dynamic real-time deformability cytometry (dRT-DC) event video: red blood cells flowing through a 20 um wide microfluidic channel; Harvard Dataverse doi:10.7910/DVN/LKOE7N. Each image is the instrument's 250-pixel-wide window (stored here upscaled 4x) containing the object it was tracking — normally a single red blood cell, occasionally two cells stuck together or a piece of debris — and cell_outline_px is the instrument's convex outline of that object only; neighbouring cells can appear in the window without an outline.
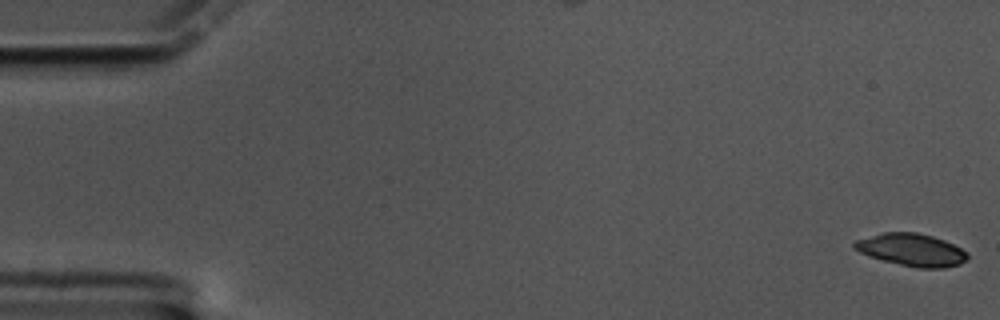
{"species": "common noctule bat (a hibernating species)", "species_latin": "Nyctalus noctula", "temperature_condition": "cold", "stored_images_in_passage": 60, "camera_frame_rate_fps": 3000, "um_per_image_px": 0.085, "animal": {"sex": "male", "body_mass_g": 17.5, "forearm_length_mm": 52.3}, "frame": {"image": 1, "passage_image": 1, "time_ms": 0.0, "image_size_px": [1000, 320], "cell_outline_px": [[968, 256], [960, 264], [944, 268], [920, 268], [900, 264], [868, 256], [852, 248], [852, 244], [856, 240], [884, 232], [916, 232], [932, 236], [944, 240], [968, 252]], "centroid_in_image_um": [77.47, 21.23], "position_along_channel_um": 7.5, "area_um2": 21.21}}
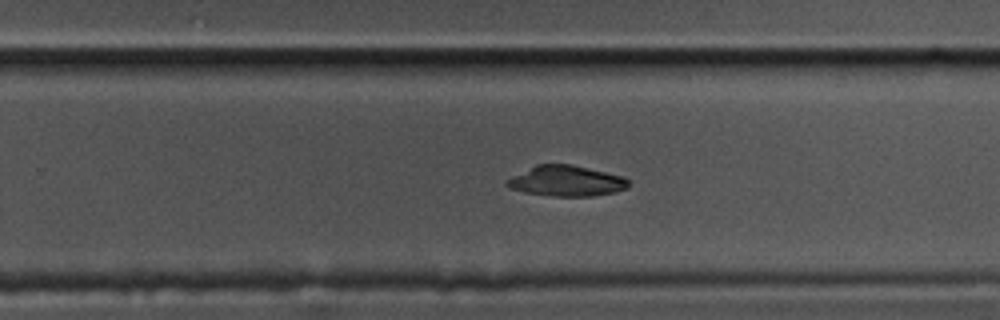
{"frame": {"image": 2, "passage_image": 38, "time_ms": 12.333, "image_size_px": [1000, 320], "cell_outline_px": [[628, 188], [616, 192], [592, 196], [552, 196], [524, 192], [508, 188], [504, 184], [504, 180], [536, 164], [572, 164], [624, 176], [628, 180]], "centroid_in_image_um": [48.11, 15.38], "position_along_channel_um": 281.7, "area_um2": 21.91}}
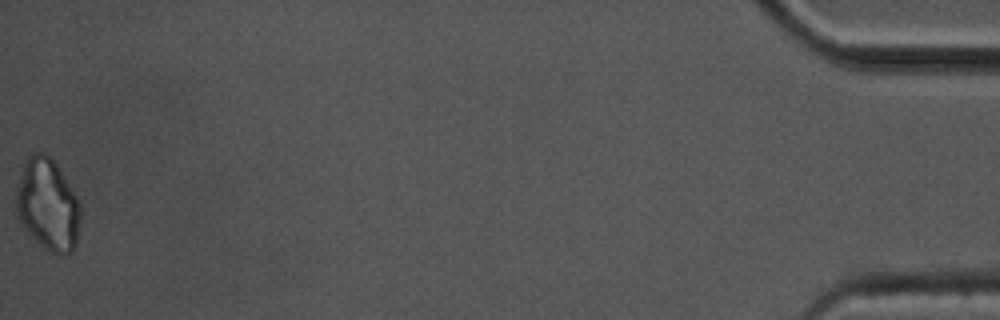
{"frame": {"image": 3, "passage_image": 60, "time_ms": 19.667, "image_size_px": [1000, 320], "cell_outline_px": [[80, 224], [76, 244], [72, 252], [64, 256], [52, 252], [44, 248], [24, 228], [16, 216], [16, 192], [20, 172], [28, 156], [32, 152], [44, 152], [56, 164], [80, 200]], "centroid_in_image_um": [4.06, 17.41], "position_along_channel_um": 431.1, "area_um2": 34.68}}